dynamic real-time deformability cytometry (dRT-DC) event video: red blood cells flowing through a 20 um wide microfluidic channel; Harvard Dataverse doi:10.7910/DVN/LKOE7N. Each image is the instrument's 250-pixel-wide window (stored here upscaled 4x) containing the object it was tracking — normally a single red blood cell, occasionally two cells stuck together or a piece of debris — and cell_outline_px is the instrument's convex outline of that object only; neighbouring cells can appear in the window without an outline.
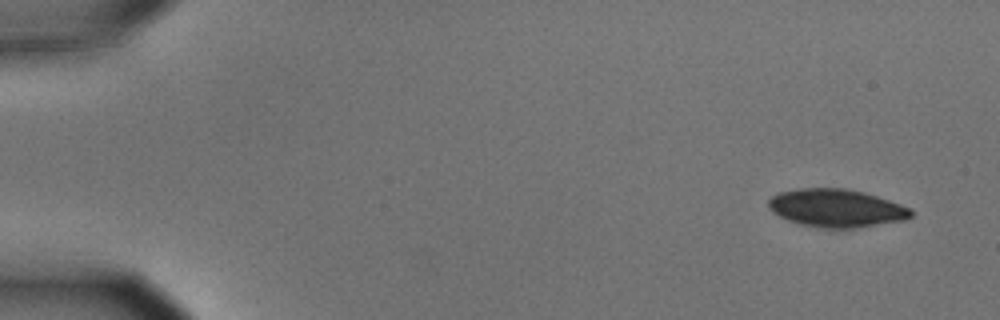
{"species": "common noctule bat (a hibernating species)", "species_latin": "Nyctalus noctula", "temperature_condition": "cold", "stored_images_in_passage": 3, "camera_frame_rate_fps": 3000, "um_per_image_px": 0.085, "animal": {"sex": "male", "body_mass_g": 15.6}, "frame": {"image": 1, "passage_image": 1, "time_ms": 0.0, "image_size_px": [1000, 320], "cell_outline_px": [[912, 216], [904, 220], [852, 228], [820, 228], [800, 224], [788, 220], [772, 212], [768, 208], [768, 200], [776, 192], [800, 188], [848, 188], [864, 192], [900, 204], [908, 208], [912, 212]], "centroid_in_image_um": [71.03, 17.68], "position_along_channel_um": 14.0, "area_um2": 31.5}}